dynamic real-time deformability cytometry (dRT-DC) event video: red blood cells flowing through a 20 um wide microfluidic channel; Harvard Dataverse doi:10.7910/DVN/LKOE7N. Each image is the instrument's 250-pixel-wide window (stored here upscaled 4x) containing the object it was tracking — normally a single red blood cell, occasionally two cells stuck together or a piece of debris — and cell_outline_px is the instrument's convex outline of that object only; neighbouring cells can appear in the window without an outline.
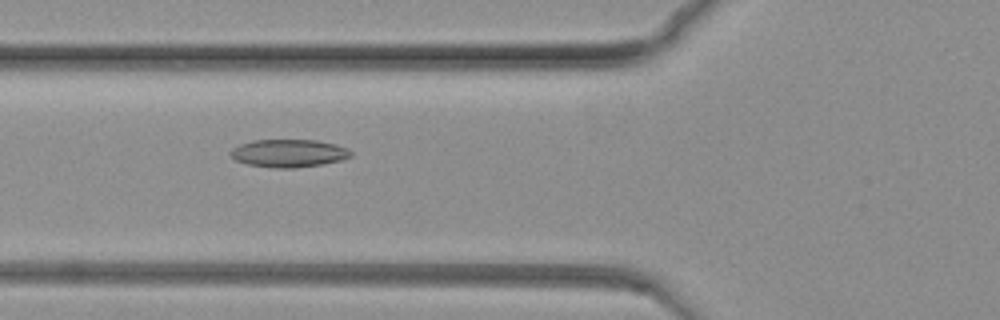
{"species": "common noctule bat (a hibernating species)", "species_latin": "Nyctalus noctula", "temperature_condition": "warm", "stored_images_in_passage": 61, "camera_frame_rate_fps": 3000, "um_per_image_px": 0.085, "animal": {"sex": "female", "body_mass_g": 19.3, "forearm_length_mm": 54.1}, "frame": {"image": 1, "passage_image": 16, "time_ms": 5.0, "image_size_px": [1000, 320], "cell_outline_px": [[352, 156], [340, 160], [324, 164], [296, 168], [276, 168], [248, 164], [236, 160], [228, 152], [232, 148], [240, 144], [252, 140], [316, 140], [336, 144], [348, 148], [352, 152]], "centroid_in_image_um": [24.56, 13.02], "position_along_channel_um": 101.2, "area_um2": 19.59}}
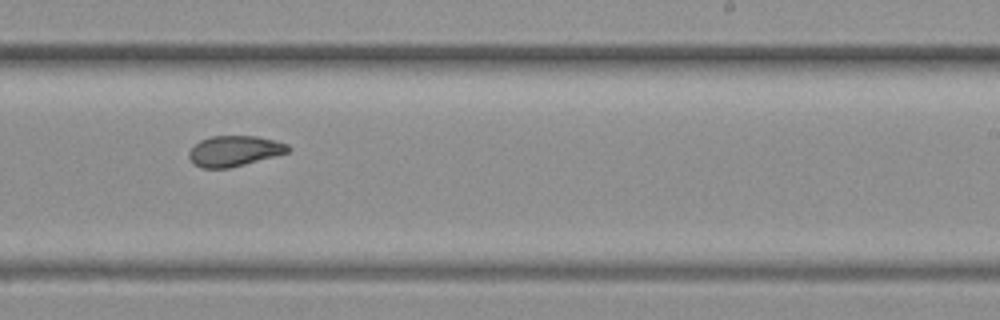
{"frame": {"image": 2, "passage_image": 36, "time_ms": 11.667, "image_size_px": [1000, 320], "cell_outline_px": [[292, 148], [288, 152], [244, 164], [228, 168], [200, 168], [188, 156], [188, 152], [200, 140], [212, 136], [256, 136], [276, 140], [288, 144]], "centroid_in_image_um": [19.94, 12.82], "position_along_channel_um": 269.1, "area_um2": 17.46}}
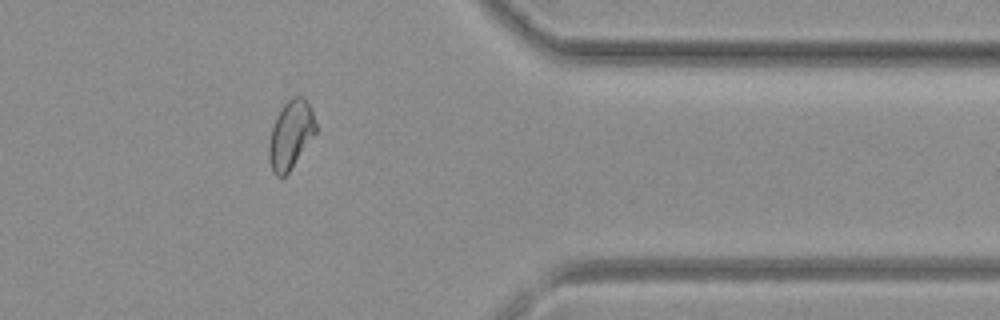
{"frame": {"image": 3, "passage_image": 52, "time_ms": 17.0, "image_size_px": [1000, 320], "cell_outline_px": [[316, 132], [288, 172], [284, 176], [276, 176], [272, 172], [268, 156], [268, 144], [272, 128], [276, 116], [280, 108], [292, 96], [304, 96], [312, 112], [316, 124]], "centroid_in_image_um": [24.68, 11.43], "position_along_channel_um": 386.7, "area_um2": 18.44}}